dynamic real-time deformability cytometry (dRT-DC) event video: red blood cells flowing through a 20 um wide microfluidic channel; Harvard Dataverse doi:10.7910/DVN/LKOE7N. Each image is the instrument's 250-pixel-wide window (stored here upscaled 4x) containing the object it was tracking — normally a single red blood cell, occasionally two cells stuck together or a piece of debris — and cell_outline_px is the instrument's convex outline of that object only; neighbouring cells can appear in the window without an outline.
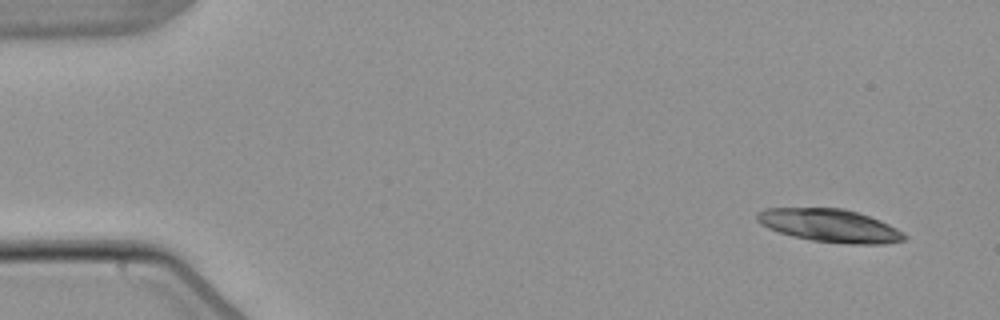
{"species": "common noctule bat (a hibernating species)", "species_latin": "Nyctalus noctula", "temperature_condition": "warm", "stored_images_in_passage": 5, "segment_of_instrument_passage": [1, 2], "camera_frame_rate_fps": 3000, "um_per_image_px": 0.085, "animal": {"sex": "male", "body_mass_g": 21.5, "forearm_length_mm": 52.0}, "frame": {"image": 1, "passage_image": 1, "time_ms": 0.0, "image_size_px": [1000, 320], "cell_outline_px": [[908, 240], [884, 244], [848, 244], [812, 240], [792, 236], [768, 228], [760, 224], [756, 220], [756, 212], [764, 208], [844, 208], [880, 220], [904, 232], [908, 236]], "centroid_in_image_um": [70.55, 19.18], "position_along_channel_um": 14.5, "area_um2": 28.5}}
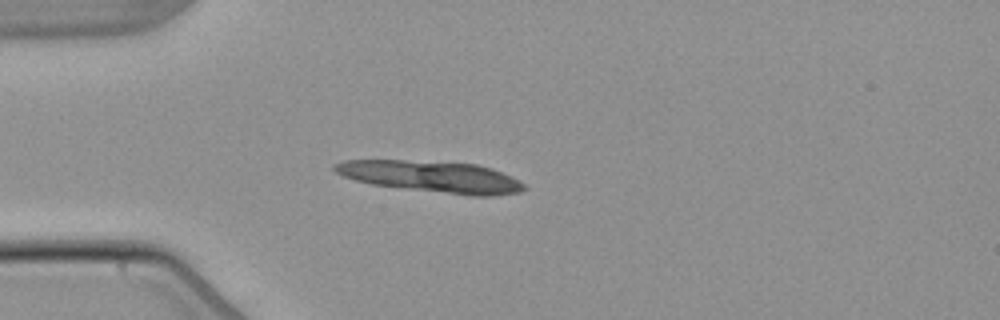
{"frame": {"image": 2, "passage_image": 4, "time_ms": 3.667, "image_size_px": [1000, 320], "cell_outline_px": [[528, 188], [520, 192], [496, 196], [468, 196], [372, 184], [356, 180], [344, 176], [336, 172], [332, 168], [332, 164], [344, 160], [404, 160], [476, 164], [492, 168], [512, 176], [524, 184]], "centroid_in_image_um": [36.72, 15.02], "position_along_channel_um": 48.3, "area_um2": 34.8}}